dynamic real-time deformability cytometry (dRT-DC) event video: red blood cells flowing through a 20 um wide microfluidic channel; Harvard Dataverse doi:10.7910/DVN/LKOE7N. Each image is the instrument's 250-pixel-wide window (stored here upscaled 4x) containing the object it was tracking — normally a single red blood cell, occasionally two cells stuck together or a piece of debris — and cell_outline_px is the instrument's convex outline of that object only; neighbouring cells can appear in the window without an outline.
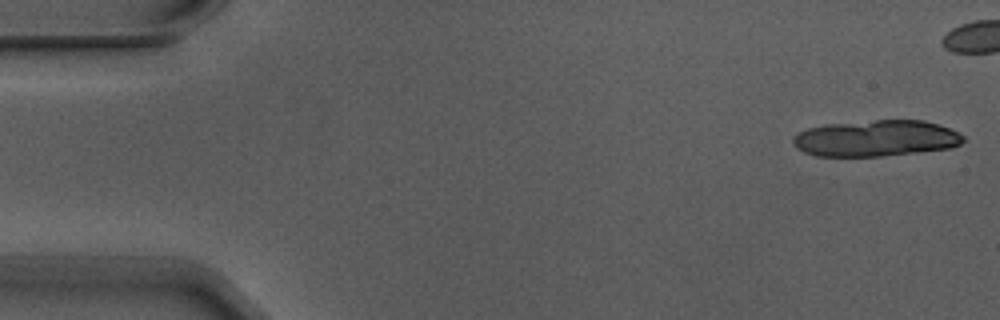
{"species": "Egyptian fruit bat (a non-hibernating species)", "species_latin": "Rousettus aegyptiacus", "temperature_condition": "warm", "stored_images_in_passage": 5, "camera_frame_rate_fps": 3000, "um_per_image_px": 0.085, "animal": {"sex": "male"}, "frame": {"image": 1, "passage_image": 1, "time_ms": 0.0, "image_size_px": [1000, 320], "cell_outline_px": [[964, 140], [960, 144], [952, 148], [880, 156], [816, 156], [804, 152], [796, 148], [792, 140], [800, 132], [808, 128], [828, 124], [876, 120], [924, 120], [960, 132], [964, 136]], "centroid_in_image_um": [74.48, 11.76], "position_along_channel_um": 10.5, "area_um2": 35.78}}